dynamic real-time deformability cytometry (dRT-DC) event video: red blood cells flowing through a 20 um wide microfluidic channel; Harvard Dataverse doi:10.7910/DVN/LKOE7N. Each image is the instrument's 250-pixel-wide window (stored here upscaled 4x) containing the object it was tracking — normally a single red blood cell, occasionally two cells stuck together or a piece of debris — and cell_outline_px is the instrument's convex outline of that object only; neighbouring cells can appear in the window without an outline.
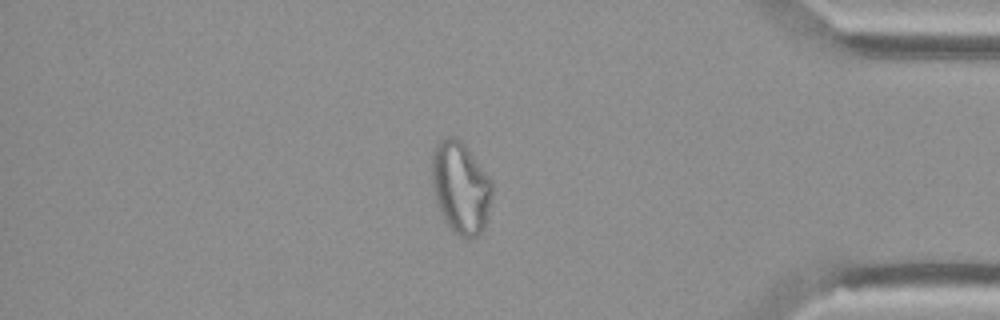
{"species": "Egyptian fruit bat (a non-hibernating species)", "species_latin": "Rousettus aegyptiacus", "temperature_condition": "cold", "stored_images_in_passage": 54, "camera_frame_rate_fps": 3000, "um_per_image_px": 0.085, "animal": {"sex": "female"}, "frame": {"image": 1, "passage_image": 46, "time_ms": 15.0, "image_size_px": [1000, 320], "cell_outline_px": [[492, 196], [484, 228], [476, 236], [468, 240], [460, 236], [448, 224], [440, 212], [436, 200], [432, 184], [432, 152], [436, 144], [440, 140], [448, 136], [456, 136], [464, 144], [488, 176], [492, 184]], "centroid_in_image_um": [39.14, 15.93], "position_along_channel_um": 396.1, "area_um2": 31.96}}